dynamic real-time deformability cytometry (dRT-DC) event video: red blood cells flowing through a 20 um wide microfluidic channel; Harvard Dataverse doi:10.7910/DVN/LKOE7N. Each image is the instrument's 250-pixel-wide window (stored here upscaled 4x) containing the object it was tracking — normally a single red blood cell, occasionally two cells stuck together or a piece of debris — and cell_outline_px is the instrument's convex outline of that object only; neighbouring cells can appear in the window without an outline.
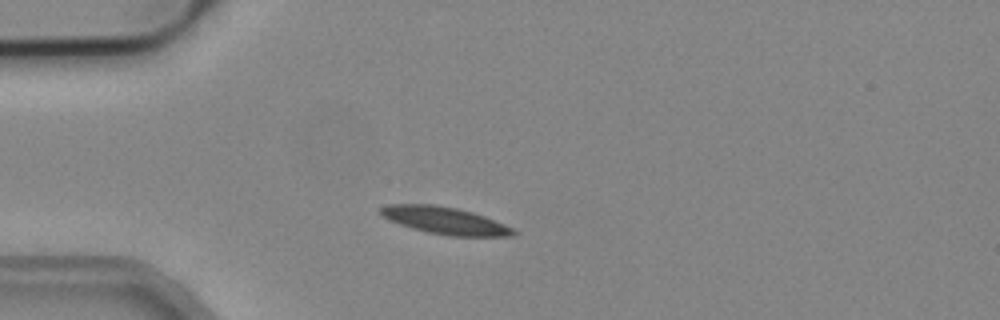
{"species": "common noctule bat (a hibernating species)", "species_latin": "Nyctalus noctula", "temperature_condition": "cold", "stored_images_in_passage": 5, "camera_frame_rate_fps": 3000, "um_per_image_px": 0.085, "animal": {"sex": "male", "body_mass_g": 19.2, "forearm_length_mm": 51.8}, "frame": {"image": 1, "passage_image": 3, "time_ms": 0.667, "image_size_px": [1000, 320], "cell_outline_px": [[516, 232], [512, 236], [452, 236], [428, 232], [412, 228], [388, 220], [380, 212], [380, 208], [388, 204], [432, 204], [456, 208], [472, 212], [484, 216], [512, 228]], "centroid_in_image_um": [37.79, 18.74], "position_along_channel_um": 47.2, "area_um2": 20.69}}